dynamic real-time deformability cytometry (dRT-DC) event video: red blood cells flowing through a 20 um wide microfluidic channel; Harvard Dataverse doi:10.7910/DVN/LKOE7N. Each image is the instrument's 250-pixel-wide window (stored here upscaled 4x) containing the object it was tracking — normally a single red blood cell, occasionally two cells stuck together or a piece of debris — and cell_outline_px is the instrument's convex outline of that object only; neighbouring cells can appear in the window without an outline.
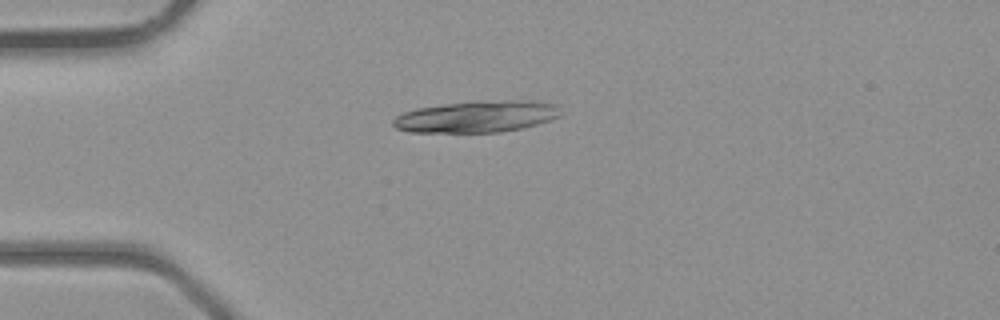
{"species": "common noctule bat (a hibernating species)", "species_latin": "Nyctalus noctula", "temperature_condition": "room temperature", "stored_images_in_passage": 2, "camera_frame_rate_fps": 3000, "um_per_image_px": 0.085, "animal": {"sex": "male", "body_mass_g": 23.1, "forearm_length_mm": 52.7}, "frame": {"image": 1, "passage_image": 1, "time_ms": 0.0, "image_size_px": [1000, 320], "cell_outline_px": [[564, 112], [560, 116], [524, 128], [500, 132], [408, 132], [396, 128], [392, 124], [392, 120], [396, 116], [404, 112], [416, 108], [476, 100], [520, 100], [556, 104]], "centroid_in_image_um": [40.53, 9.9], "position_along_channel_um": 44.5, "area_um2": 31.04}}